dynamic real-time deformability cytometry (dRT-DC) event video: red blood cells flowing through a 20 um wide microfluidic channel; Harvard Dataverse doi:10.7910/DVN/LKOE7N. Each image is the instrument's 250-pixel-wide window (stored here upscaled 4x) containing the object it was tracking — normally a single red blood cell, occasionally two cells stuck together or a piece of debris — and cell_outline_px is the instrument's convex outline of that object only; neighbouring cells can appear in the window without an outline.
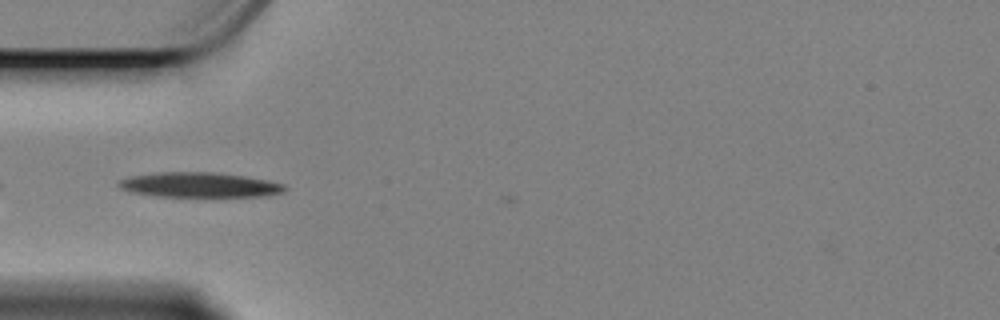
{"species": "Egyptian fruit bat (a non-hibernating species)", "species_latin": "Rousettus aegyptiacus", "temperature_condition": "cold", "stored_images_in_passage": 4, "camera_frame_rate_fps": 3000, "um_per_image_px": 0.085, "animal": {"sex": "female"}, "frame": {"image": 1, "passage_image": 2, "time_ms": 0.333, "image_size_px": [1000, 320], "cell_outline_px": [[288, 188], [284, 192], [268, 196], [156, 196], [128, 192], [120, 188], [116, 184], [120, 180], [132, 176], [160, 172], [212, 172], [244, 176], [268, 180], [284, 184]], "centroid_in_image_um": [16.96, 15.72], "position_along_channel_um": 68.0, "area_um2": 24.1}}